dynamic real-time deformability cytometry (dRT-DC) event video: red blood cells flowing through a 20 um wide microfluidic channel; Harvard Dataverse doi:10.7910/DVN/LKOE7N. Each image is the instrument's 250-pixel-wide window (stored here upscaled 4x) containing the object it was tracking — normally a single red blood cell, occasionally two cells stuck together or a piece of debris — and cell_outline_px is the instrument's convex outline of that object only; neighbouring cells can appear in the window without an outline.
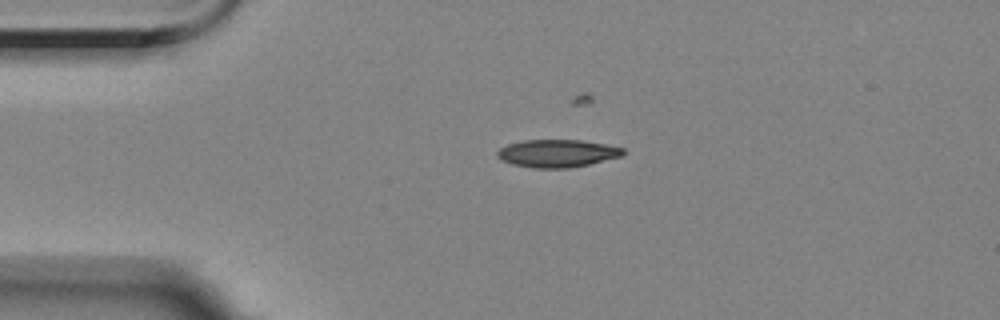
{"species": "Egyptian fruit bat (a non-hibernating species)", "species_latin": "Rousettus aegyptiacus", "temperature_condition": "room temperature", "stored_images_in_passage": 4, "camera_frame_rate_fps": 3000, "um_per_image_px": 0.085, "animal": {"sex": "female"}, "frame": {"image": 1, "passage_image": 4, "time_ms": 3.667, "image_size_px": [1000, 320], "cell_outline_px": [[624, 152], [620, 156], [588, 164], [568, 168], [532, 168], [512, 164], [500, 160], [496, 156], [496, 152], [500, 148], [508, 144], [524, 140], [580, 140], [604, 144], [624, 148]], "centroid_in_image_um": [47.3, 13.03], "position_along_channel_um": 37.7, "area_um2": 20.17}}